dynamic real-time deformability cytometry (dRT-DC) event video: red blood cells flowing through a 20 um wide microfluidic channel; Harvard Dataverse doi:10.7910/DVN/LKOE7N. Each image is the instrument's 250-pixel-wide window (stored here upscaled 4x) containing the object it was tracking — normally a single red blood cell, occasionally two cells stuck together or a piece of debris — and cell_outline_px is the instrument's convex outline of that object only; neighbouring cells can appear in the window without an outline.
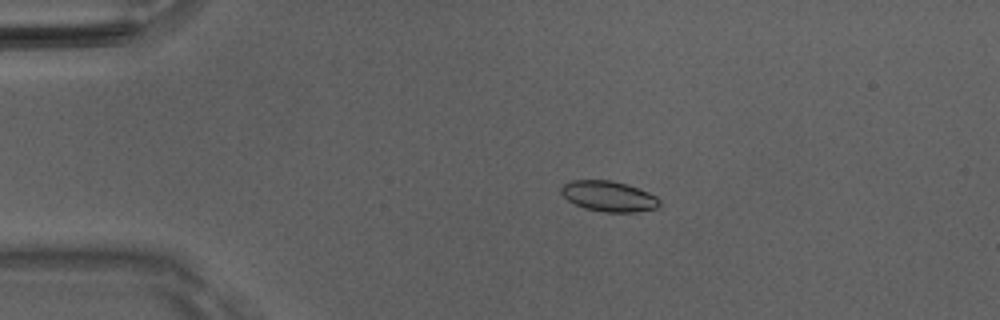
{"species": "Egyptian fruit bat (a non-hibernating species)", "species_latin": "Rousettus aegyptiacus", "temperature_condition": "room temperature", "stored_images_in_passage": 42, "camera_frame_rate_fps": 3000, "um_per_image_px": 0.085, "animal": {"sex": "male"}, "frame": {"image": 1, "passage_image": 2, "time_ms": 0.333, "image_size_px": [1000, 320], "cell_outline_px": [[660, 204], [656, 208], [636, 212], [604, 212], [584, 208], [568, 200], [560, 192], [560, 188], [564, 184], [572, 180], [612, 180], [628, 184], [648, 192], [656, 196], [660, 200]], "centroid_in_image_um": [51.75, 16.67], "position_along_channel_um": 33.3, "area_um2": 17.51}}
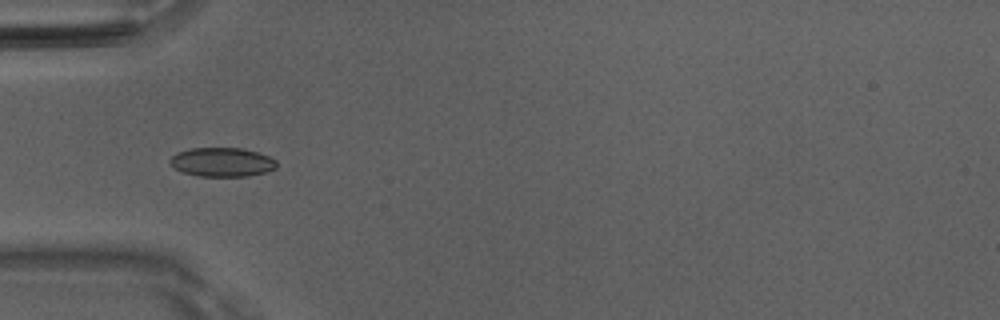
{"frame": {"image": 2, "passage_image": 8, "time_ms": 2.333, "image_size_px": [1000, 320], "cell_outline_px": [[276, 168], [264, 172], [248, 176], [200, 176], [184, 172], [176, 168], [168, 160], [176, 152], [188, 148], [244, 148], [268, 156], [276, 160]], "centroid_in_image_um": [18.86, 13.77], "position_along_channel_um": 66.1, "area_um2": 17.92}}
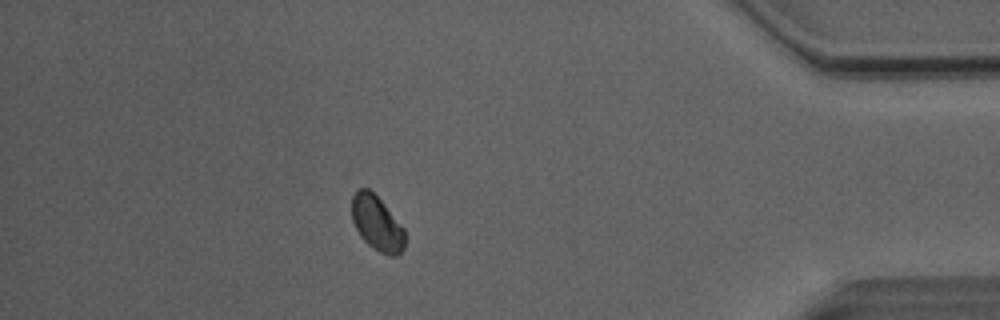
{"frame": {"image": 3, "passage_image": 36, "time_ms": 11.667, "image_size_px": [1000, 320], "cell_outline_px": [[404, 248], [396, 256], [388, 256], [380, 252], [368, 244], [360, 236], [352, 220], [352, 196], [360, 188], [368, 188], [384, 204], [404, 228]], "centroid_in_image_um": [32.04, 18.99], "position_along_channel_um": 403.2, "area_um2": 16.76}, "authors_computed_cell_mechanics": {"area_um2": 17.2822, "velocity_mm_per_s": 4.0804, "shape_relaxation_time_tau1_ms": null, "shape_relaxation_time_tau2_ms": 5.4284, "deformation_change_tau1": null, "deformation_change_tau2": 0.044}}